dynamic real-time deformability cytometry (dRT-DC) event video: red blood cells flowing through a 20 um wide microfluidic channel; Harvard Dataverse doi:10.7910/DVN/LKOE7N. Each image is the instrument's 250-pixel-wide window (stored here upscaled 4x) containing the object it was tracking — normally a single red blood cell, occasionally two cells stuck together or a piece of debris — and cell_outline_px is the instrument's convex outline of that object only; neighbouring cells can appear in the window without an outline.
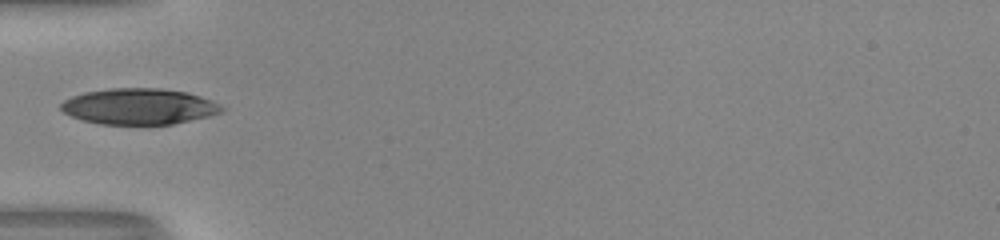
{"species": "human", "species_latin": "Homo sapiens", "temperature_condition": "room temperature", "stored_images_in_passage": 20, "camera_frame_rate_fps": 3000, "um_per_image_px": 0.085, "donor": {"sex": "male"}, "frame": {"image": 1, "passage_image": 1, "time_ms": 0.0, "image_size_px": [1000, 240], "cell_outline_px": [[224, 108], [220, 112], [208, 116], [172, 124], [100, 124], [84, 120], [72, 116], [64, 112], [60, 108], [60, 104], [64, 100], [72, 96], [84, 92], [112, 88], [160, 88], [184, 92], [200, 96], [212, 100]], "centroid_in_image_um": [11.79, 9.04], "position_along_channel_um": 73.2, "area_um2": 33.41}}
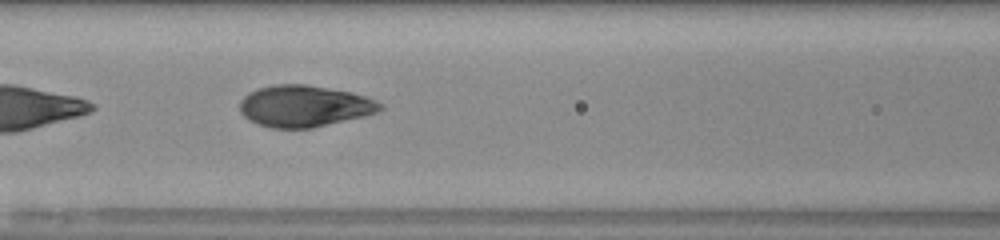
{"frame": {"image": 2, "passage_image": 6, "time_ms": 1.667, "image_size_px": [1000, 240], "cell_outline_px": [[384, 108], [376, 112], [364, 116], [312, 128], [268, 128], [256, 124], [248, 120], [240, 112], [240, 100], [248, 92], [256, 88], [272, 84], [304, 84], [352, 92], [376, 100], [384, 104]], "centroid_in_image_um": [25.83, 9.02], "position_along_channel_um": 140.8, "area_um2": 34.28}}